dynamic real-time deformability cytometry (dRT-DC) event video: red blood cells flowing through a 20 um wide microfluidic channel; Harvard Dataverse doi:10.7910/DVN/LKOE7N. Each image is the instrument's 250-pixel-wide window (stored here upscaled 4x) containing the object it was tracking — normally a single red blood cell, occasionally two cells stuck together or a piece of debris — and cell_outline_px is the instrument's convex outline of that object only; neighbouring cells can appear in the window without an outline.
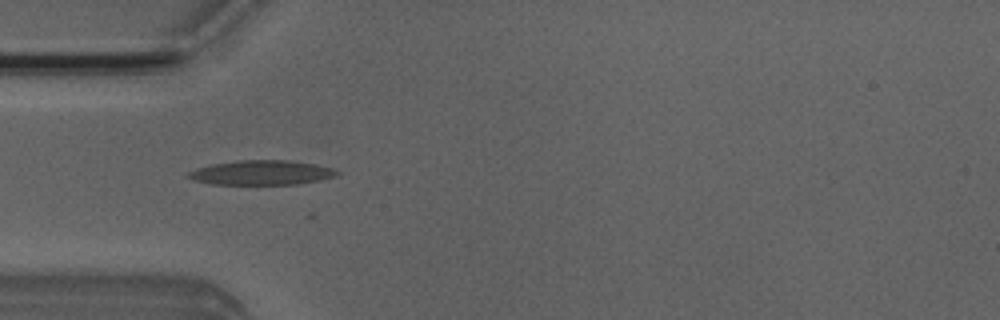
{"species": "Egyptian fruit bat (a non-hibernating species)", "species_latin": "Rousettus aegyptiacus", "temperature_condition": "room temperature", "stored_images_in_passage": 7, "camera_frame_rate_fps": 3000, "um_per_image_px": 0.085, "animal": {"sex": "male"}, "frame": {"image": 1, "passage_image": 4, "time_ms": 3.333, "image_size_px": [1000, 320], "cell_outline_px": [[340, 172], [336, 176], [320, 180], [300, 184], [212, 184], [192, 180], [184, 176], [188, 172], [196, 168], [212, 164], [240, 160], [288, 160], [316, 164], [332, 168]], "centroid_in_image_um": [22.21, 14.67], "position_along_channel_um": 62.8, "area_um2": 21.39}}